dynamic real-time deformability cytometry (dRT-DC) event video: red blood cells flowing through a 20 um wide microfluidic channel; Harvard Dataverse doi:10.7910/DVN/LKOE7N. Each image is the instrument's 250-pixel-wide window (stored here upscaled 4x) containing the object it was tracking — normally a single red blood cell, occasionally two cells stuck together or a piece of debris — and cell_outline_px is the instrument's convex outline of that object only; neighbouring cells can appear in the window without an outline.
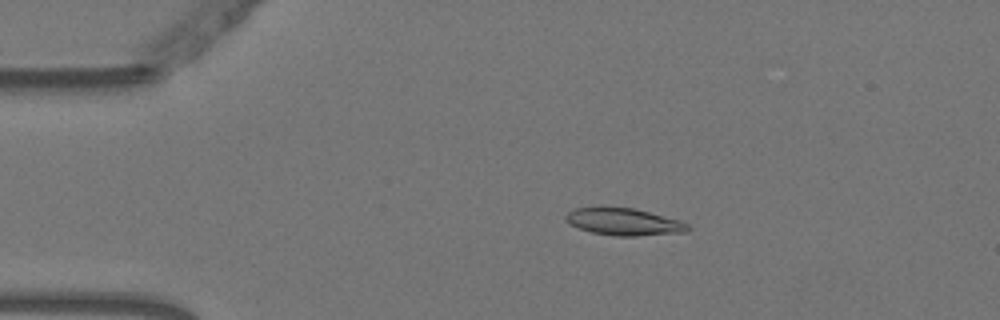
{"species": "Egyptian fruit bat (a non-hibernating species)", "species_latin": "Rousettus aegyptiacus", "temperature_condition": "warm", "stored_images_in_passage": 53, "camera_frame_rate_fps": 3000, "um_per_image_px": 0.085, "animal": {"sex": "female"}, "frame": {"image": 1, "passage_image": 10, "time_ms": 3.0, "image_size_px": [1000, 320], "cell_outline_px": [[692, 228], [688, 232], [636, 236], [616, 236], [592, 232], [568, 224], [564, 220], [564, 216], [568, 212], [576, 208], [600, 204], [604, 204], [632, 208], [680, 220], [688, 224]], "centroid_in_image_um": [52.97, 18.81], "position_along_channel_um": 32.0, "area_um2": 20.0}}
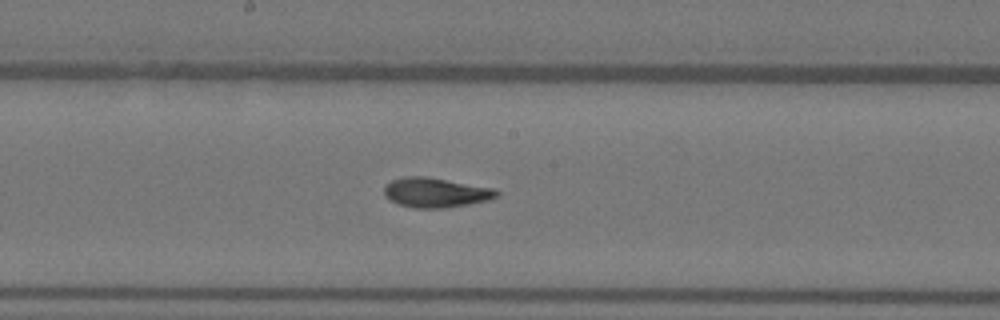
{"frame": {"image": 2, "passage_image": 28, "time_ms": 9.0, "image_size_px": [1000, 320], "cell_outline_px": [[500, 196], [488, 200], [468, 204], [444, 208], [412, 208], [400, 204], [384, 196], [384, 188], [392, 180], [408, 176], [424, 176], [496, 188], [500, 192]], "centroid_in_image_um": [37.09, 16.37], "position_along_channel_um": 211.1, "area_um2": 19.42}}
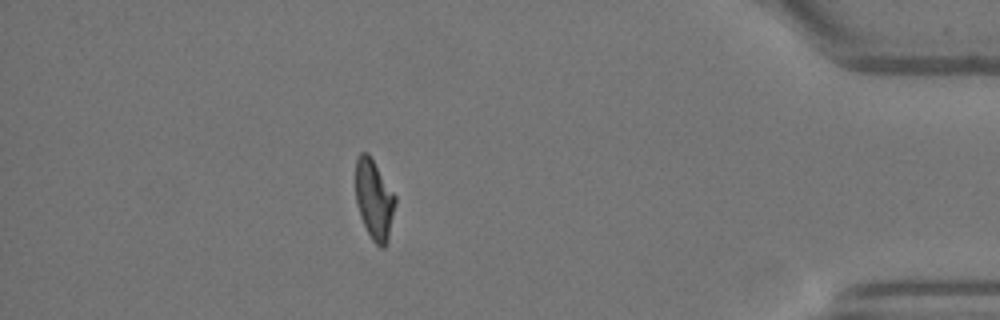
{"frame": {"image": 3, "passage_image": 47, "time_ms": 15.333, "image_size_px": [1000, 320], "cell_outline_px": [[396, 200], [388, 240], [384, 248], [380, 248], [372, 240], [360, 216], [356, 204], [356, 160], [360, 152], [368, 152], [396, 196]], "centroid_in_image_um": [31.8, 16.96], "position_along_channel_um": 403.4, "area_um2": 18.38}, "authors_computed_cell_mechanics": {"area_um2": 18.9584, "velocity_mm_per_s": 3.7521, "shape_relaxation_time_tau1_ms": null, "shape_relaxation_time_tau2_ms": 2.0242, "deformation_change_tau1": null, "deformation_change_tau2": 0.0801}}